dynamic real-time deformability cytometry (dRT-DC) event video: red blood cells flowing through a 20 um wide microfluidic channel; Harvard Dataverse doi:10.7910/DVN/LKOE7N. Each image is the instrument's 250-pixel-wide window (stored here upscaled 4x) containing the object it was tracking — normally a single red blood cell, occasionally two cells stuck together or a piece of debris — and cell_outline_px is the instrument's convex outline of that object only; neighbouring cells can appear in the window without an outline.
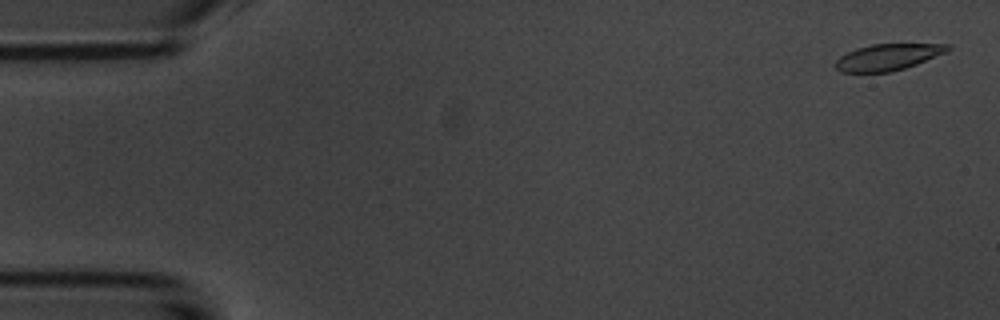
{"species": "common noctule bat (a hibernating species)", "species_latin": "Nyctalus noctula", "temperature_condition": "room temperature", "stored_images_in_passage": 55, "camera_frame_rate_fps": 3000, "um_per_image_px": 0.085, "animal": {"sex": "male", "body_mass_g": 20.1, "forearm_length_mm": 53.5}, "frame": {"image": 1, "passage_image": 2, "time_ms": 0.333, "image_size_px": [1000, 320], "cell_outline_px": [[952, 48], [948, 52], [916, 64], [904, 68], [888, 72], [840, 72], [836, 68], [836, 60], [840, 56], [856, 48], [872, 44], [952, 44]], "centroid_in_image_um": [75.5, 4.84], "position_along_channel_um": 9.5, "area_um2": 17.22}}
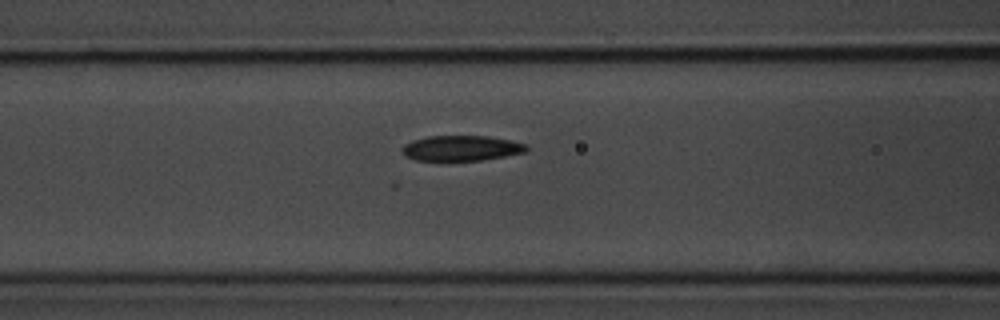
{"frame": {"image": 2, "passage_image": 22, "time_ms": 7.0, "image_size_px": [1000, 320], "cell_outline_px": [[528, 148], [524, 152], [504, 156], [480, 160], [416, 160], [404, 156], [400, 148], [404, 144], [412, 140], [428, 136], [488, 136], [512, 140], [528, 144]], "centroid_in_image_um": [39.19, 12.58], "position_along_channel_um": 127.4, "area_um2": 18.38}}
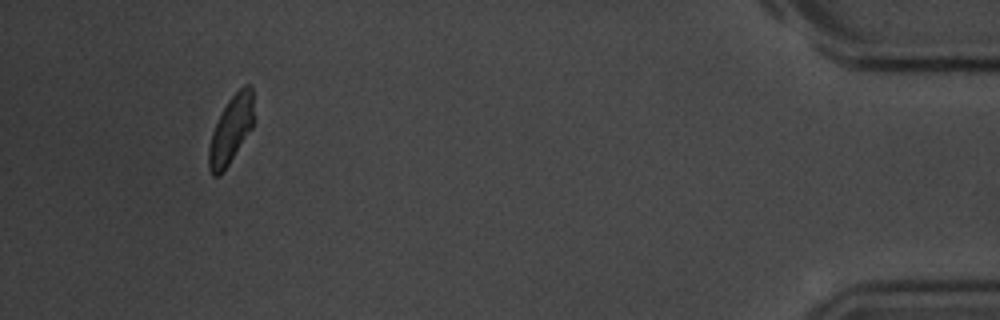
{"frame": {"image": 3, "passage_image": 51, "time_ms": 16.667, "image_size_px": [1000, 320], "cell_outline_px": [[252, 128], [220, 176], [212, 176], [208, 168], [208, 148], [212, 132], [228, 100], [244, 84], [252, 84]], "centroid_in_image_um": [19.6, 11.05], "position_along_channel_um": 415.6, "area_um2": 17.34}, "authors_computed_cell_mechanics": {"area_um2": 18.785, "velocity_mm_per_s": 3.6872, "shape_relaxation_time_tau1_ms": null, "shape_relaxation_time_tau2_ms": 6.342, "deformation_change_tau1": null, "deformation_change_tau2": 0.1324}}